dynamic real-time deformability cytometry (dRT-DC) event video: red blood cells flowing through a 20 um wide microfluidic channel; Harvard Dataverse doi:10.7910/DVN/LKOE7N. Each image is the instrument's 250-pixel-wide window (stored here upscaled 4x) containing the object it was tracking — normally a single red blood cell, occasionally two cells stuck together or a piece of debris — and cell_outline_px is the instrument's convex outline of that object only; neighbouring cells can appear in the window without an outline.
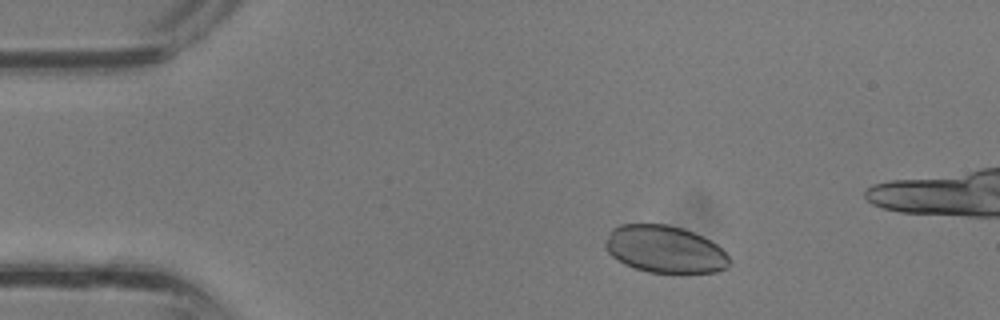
{"species": "common noctule bat (a hibernating species)", "species_latin": "Nyctalus noctula", "temperature_condition": "room temperature", "stored_images_in_passage": 32, "camera_frame_rate_fps": 3000, "um_per_image_px": 0.085, "animal": {"sex": "male", "body_mass_g": 13.3}, "frame": {"image": 1, "passage_image": 4, "time_ms": 1.0, "image_size_px": [1000, 320], "cell_outline_px": [[732, 264], [728, 268], [716, 272], [648, 272], [624, 264], [612, 256], [608, 252], [604, 244], [612, 228], [620, 224], [668, 224], [684, 228], [716, 244], [732, 260]], "centroid_in_image_um": [56.52, 21.18], "position_along_channel_um": 28.5, "area_um2": 34.04}}